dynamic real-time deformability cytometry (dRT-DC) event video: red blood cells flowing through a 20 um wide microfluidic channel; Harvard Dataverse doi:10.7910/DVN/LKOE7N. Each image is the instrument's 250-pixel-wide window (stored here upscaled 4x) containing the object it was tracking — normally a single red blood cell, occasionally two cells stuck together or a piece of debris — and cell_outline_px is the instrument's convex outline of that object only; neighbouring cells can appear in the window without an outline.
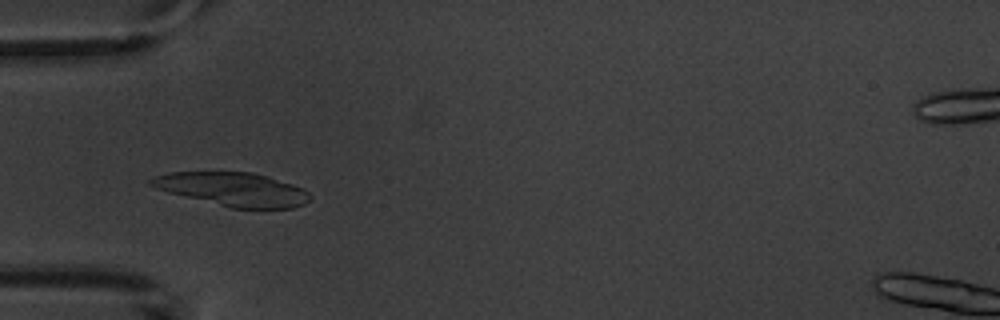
{"species": "common noctule bat (a hibernating species)", "species_latin": "Nyctalus noctula", "temperature_condition": "warm", "stored_images_in_passage": 8, "camera_frame_rate_fps": 3000, "um_per_image_px": 0.085, "animal": {"sex": "male", "body_mass_g": 20.1, "forearm_length_mm": 53.5}, "frame": {"image": 1, "passage_image": 4, "time_ms": 4.333, "image_size_px": [1000, 320], "cell_outline_px": [[312, 196], [304, 204], [292, 208], [232, 208], [168, 192], [156, 188], [148, 184], [148, 180], [156, 176], [168, 172], [252, 172], [292, 184], [304, 188]], "centroid_in_image_um": [19.8, 16.08], "position_along_channel_um": 65.2, "area_um2": 30.87}}